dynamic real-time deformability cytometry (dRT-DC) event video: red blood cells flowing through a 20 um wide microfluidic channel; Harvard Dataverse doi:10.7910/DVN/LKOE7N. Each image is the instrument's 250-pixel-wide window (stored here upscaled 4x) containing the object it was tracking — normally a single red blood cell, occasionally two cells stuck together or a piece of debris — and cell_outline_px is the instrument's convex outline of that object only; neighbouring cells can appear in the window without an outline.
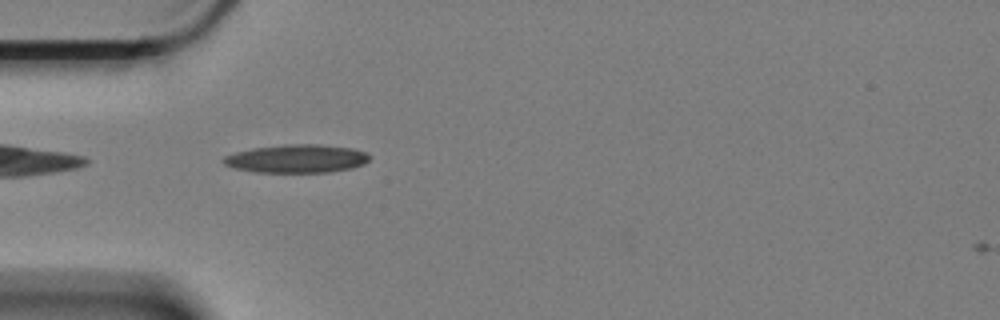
{"species": "Egyptian fruit bat (a non-hibernating species)", "species_latin": "Rousettus aegyptiacus", "temperature_condition": "cold", "stored_images_in_passage": 45, "camera_frame_rate_fps": 3000, "um_per_image_px": 0.085, "animal": {"sex": "female"}, "frame": {"image": 1, "passage_image": 3, "time_ms": 0.667, "image_size_px": [1000, 320], "cell_outline_px": [[368, 160], [364, 164], [352, 168], [328, 172], [256, 172], [232, 168], [224, 164], [220, 160], [224, 156], [236, 152], [252, 148], [284, 144], [316, 144], [352, 148], [364, 152], [368, 156]], "centroid_in_image_um": [25.16, 13.48], "position_along_channel_um": 59.8, "area_um2": 24.04}}
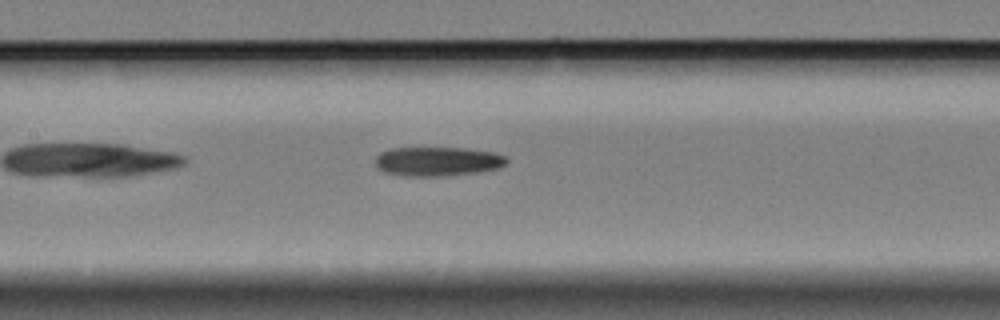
{"frame": {"image": 2, "passage_image": 13, "time_ms": 4.0, "image_size_px": [1000, 320], "cell_outline_px": [[508, 160], [504, 164], [496, 168], [476, 172], [440, 176], [404, 176], [384, 172], [376, 168], [376, 156], [380, 152], [392, 148], [464, 148], [496, 152], [508, 156]], "centroid_in_image_um": [37.17, 13.71], "position_along_channel_um": 170.2, "area_um2": 22.37}}
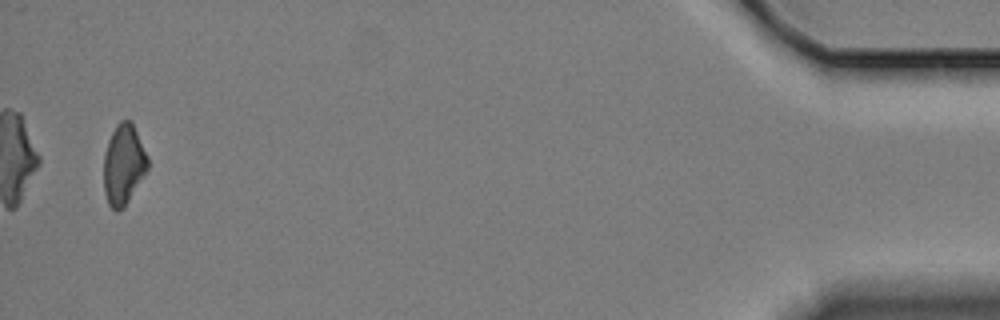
{"frame": {"image": 3, "passage_image": 43, "time_ms": 14.0, "image_size_px": [1000, 320], "cell_outline_px": [[148, 168], [124, 208], [116, 212], [108, 204], [104, 192], [104, 152], [108, 140], [116, 124], [120, 120], [132, 120], [148, 156]], "centroid_in_image_um": [10.5, 13.96], "position_along_channel_um": 424.7, "area_um2": 20.75}}